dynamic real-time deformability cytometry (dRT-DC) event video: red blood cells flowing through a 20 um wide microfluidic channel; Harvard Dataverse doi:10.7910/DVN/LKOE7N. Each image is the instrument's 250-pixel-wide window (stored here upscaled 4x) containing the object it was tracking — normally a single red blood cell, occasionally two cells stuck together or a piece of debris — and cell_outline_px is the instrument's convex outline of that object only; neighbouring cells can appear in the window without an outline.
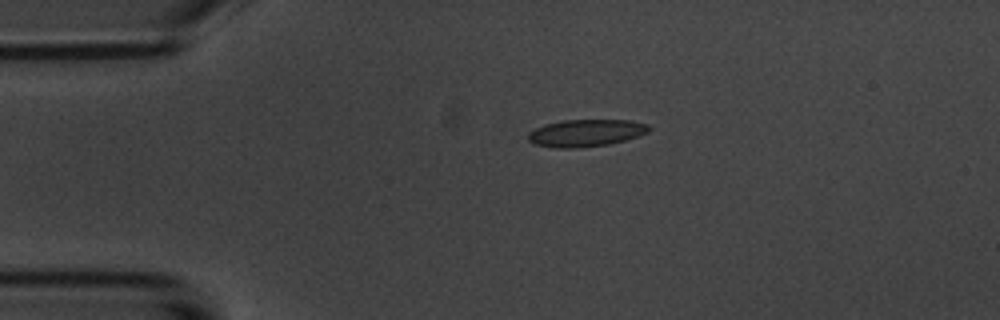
{"species": "common noctule bat (a hibernating species)", "species_latin": "Nyctalus noctula", "temperature_condition": "room temperature", "stored_images_in_passage": 2, "camera_frame_rate_fps": 3000, "um_per_image_px": 0.085, "animal": {"sex": "male", "body_mass_g": 20.1, "forearm_length_mm": 53.5}, "frame": {"image": 1, "passage_image": 2, "time_ms": 1.333, "image_size_px": [1000, 320], "cell_outline_px": [[652, 128], [648, 132], [624, 140], [608, 144], [576, 148], [556, 148], [532, 144], [528, 140], [528, 132], [544, 124], [564, 120], [628, 120], [648, 124]], "centroid_in_image_um": [49.76, 11.3], "position_along_channel_um": 35.2, "area_um2": 19.13}}